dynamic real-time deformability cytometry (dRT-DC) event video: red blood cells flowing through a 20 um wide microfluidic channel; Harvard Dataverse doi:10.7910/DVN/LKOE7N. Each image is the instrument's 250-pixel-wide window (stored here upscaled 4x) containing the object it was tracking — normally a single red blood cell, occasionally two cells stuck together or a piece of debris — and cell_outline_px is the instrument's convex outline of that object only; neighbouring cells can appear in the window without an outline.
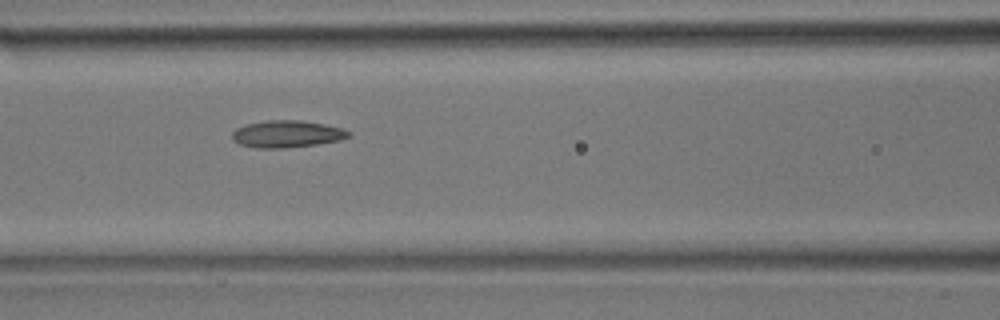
{"species": "common noctule bat (a hibernating species)", "species_latin": "Nyctalus noctula", "temperature_condition": "room temperature", "stored_images_in_passage": 6, "camera_frame_rate_fps": 3000, "um_per_image_px": 0.085, "animal": {"sex": "male", "body_mass_g": 17.9}, "frame": {"image": 1, "passage_image": 6, "time_ms": 6.667, "image_size_px": [1000, 320], "cell_outline_px": [[352, 136], [340, 140], [316, 144], [284, 148], [256, 148], [240, 144], [232, 140], [232, 132], [236, 128], [244, 124], [268, 120], [304, 120], [344, 128], [352, 132]], "centroid_in_image_um": [24.41, 11.38], "position_along_channel_um": 142.2, "area_um2": 18.61}}